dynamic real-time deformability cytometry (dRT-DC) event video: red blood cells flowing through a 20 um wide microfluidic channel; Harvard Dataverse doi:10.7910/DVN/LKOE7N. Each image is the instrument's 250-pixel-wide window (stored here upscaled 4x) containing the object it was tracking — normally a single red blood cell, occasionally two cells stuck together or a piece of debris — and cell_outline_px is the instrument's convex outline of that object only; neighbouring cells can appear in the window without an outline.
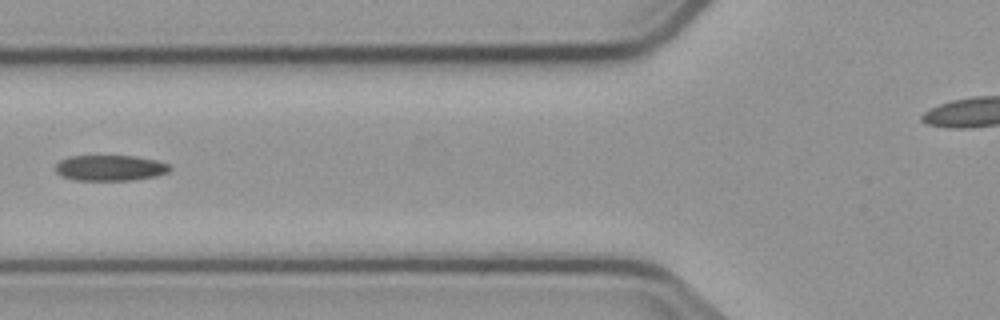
{"species": "common noctule bat (a hibernating species)", "species_latin": "Nyctalus noctula", "temperature_condition": "cold", "stored_images_in_passage": 5, "camera_frame_rate_fps": 3000, "um_per_image_px": 0.085, "animal": {"sex": "male", "body_mass_g": 23.1, "forearm_length_mm": 52.7}, "frame": {"image": 1, "passage_image": 4, "time_ms": 3.667, "image_size_px": [1000, 320], "cell_outline_px": [[168, 172], [156, 176], [132, 180], [76, 180], [64, 176], [56, 172], [56, 164], [60, 160], [68, 156], [136, 156], [156, 160], [168, 164]], "centroid_in_image_um": [9.34, 14.27], "position_along_channel_um": 116.5, "area_um2": 16.94}}
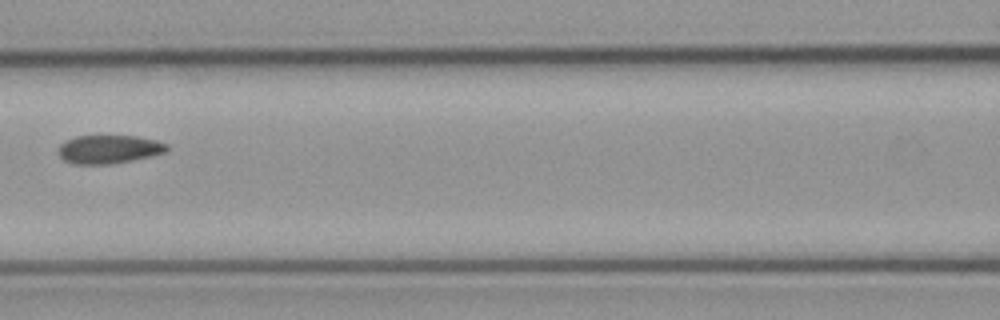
{"frame": {"image": 2, "passage_image": 5, "time_ms": 7.333, "image_size_px": [1000, 320], "cell_outline_px": [[168, 148], [164, 152], [132, 160], [108, 164], [72, 164], [64, 160], [60, 156], [60, 144], [64, 140], [76, 136], [136, 136], [156, 140], [168, 144]], "centroid_in_image_um": [9.23, 12.68], "position_along_channel_um": 157.4, "area_um2": 17.8}}